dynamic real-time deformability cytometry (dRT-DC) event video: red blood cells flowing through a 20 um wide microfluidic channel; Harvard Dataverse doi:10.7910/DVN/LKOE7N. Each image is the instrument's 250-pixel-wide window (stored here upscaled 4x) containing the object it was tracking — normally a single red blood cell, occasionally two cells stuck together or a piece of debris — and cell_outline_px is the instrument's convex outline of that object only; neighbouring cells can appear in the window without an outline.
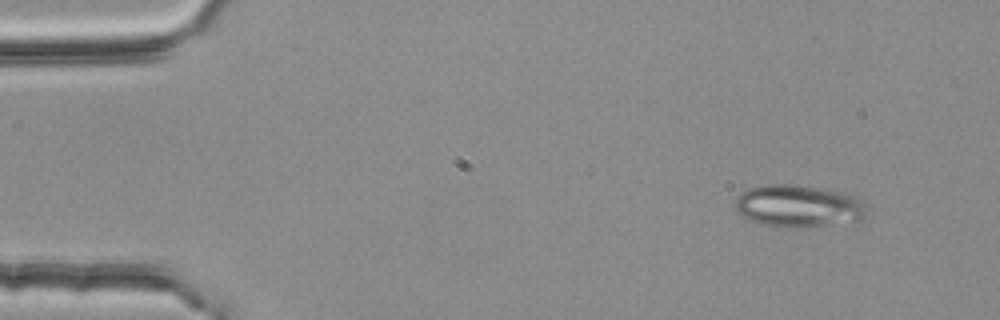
{"species": "common noctule bat (a hibernating species)", "species_latin": "Nyctalus noctula", "temperature_condition": "room temperature", "stored_images_in_passage": 4, "camera_frame_rate_fps": 3000, "um_per_image_px": 0.085, "animal": {"sex": "female", "body_mass_g": 25.1}, "frame": {"image": 1, "passage_image": 1, "time_ms": 0.0, "image_size_px": [1000, 320], "cell_outline_px": [[868, 216], [864, 220], [796, 228], [772, 228], [760, 224], [744, 216], [736, 208], [736, 196], [748, 188], [764, 184], [796, 184], [824, 188], [848, 192], [860, 196], [864, 204]], "centroid_in_image_um": [67.93, 17.5], "position_along_channel_um": 17.1, "area_um2": 33.23}}